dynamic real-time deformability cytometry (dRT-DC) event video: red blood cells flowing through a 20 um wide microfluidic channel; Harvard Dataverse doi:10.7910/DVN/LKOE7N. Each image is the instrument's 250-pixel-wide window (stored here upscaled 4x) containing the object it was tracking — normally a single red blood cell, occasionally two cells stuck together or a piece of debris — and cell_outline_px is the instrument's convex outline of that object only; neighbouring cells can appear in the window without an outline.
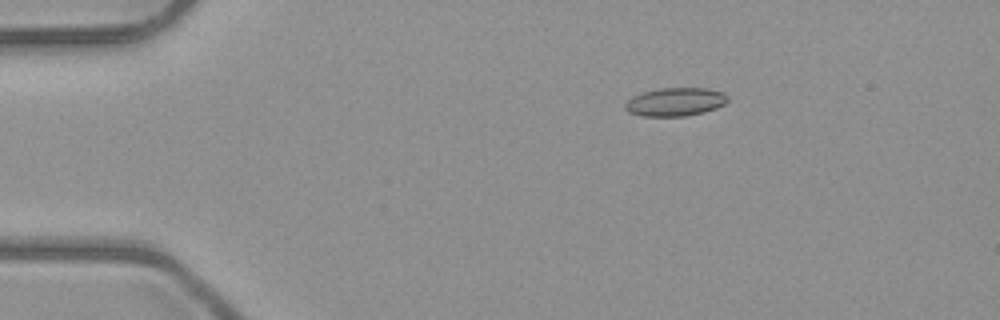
{"species": "common noctule bat (a hibernating species)", "species_latin": "Nyctalus noctula", "temperature_condition": "room temperature", "stored_images_in_passage": 5, "camera_frame_rate_fps": 3000, "um_per_image_px": 0.085, "animal": {"sex": "male", "body_mass_g": 23.1, "forearm_length_mm": 52.7}, "frame": {"image": 1, "passage_image": 5, "time_ms": 5.667, "image_size_px": [1000, 320], "cell_outline_px": [[728, 100], [724, 104], [716, 108], [704, 112], [684, 116], [644, 116], [628, 112], [624, 108], [624, 104], [632, 96], [644, 92], [660, 88], [708, 88], [724, 92], [728, 96]], "centroid_in_image_um": [57.41, 8.65], "position_along_channel_um": 27.6, "area_um2": 16.99}}